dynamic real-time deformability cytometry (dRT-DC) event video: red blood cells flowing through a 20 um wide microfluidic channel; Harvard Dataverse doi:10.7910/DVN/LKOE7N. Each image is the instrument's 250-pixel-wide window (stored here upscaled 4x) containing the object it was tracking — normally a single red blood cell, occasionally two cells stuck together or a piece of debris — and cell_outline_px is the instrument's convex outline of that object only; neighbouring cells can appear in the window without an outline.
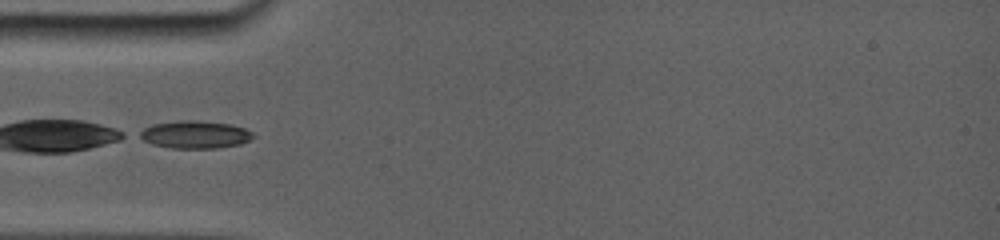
{"species": "common noctule bat (a hibernating species)", "species_latin": "Nyctalus noctula", "temperature_condition": "room temperature", "stored_images_in_passage": 7, "camera_frame_rate_fps": 5000, "um_per_image_px": 0.085, "animal": {"sex": "female", "body_mass_g": 19.0, "forearm_length_mm": 56.7}, "frame": {"image": 1, "passage_image": 1, "time_ms": 0.0, "image_size_px": [1000, 240], "cell_outline_px": [[252, 136], [248, 140], [240, 144], [216, 148], [172, 148], [152, 144], [136, 136], [136, 132], [152, 124], [180, 120], [184, 120], [228, 124], [244, 128]], "centroid_in_image_um": [16.45, 11.45], "position_along_channel_um": 68.5, "area_um2": 17.92}}
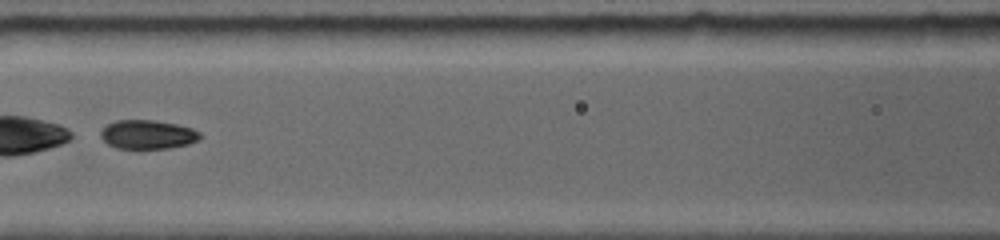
{"frame": {"image": 2, "passage_image": 4, "time_ms": 2.2, "image_size_px": [1000, 240], "cell_outline_px": [[200, 136], [196, 140], [188, 144], [168, 148], [120, 148], [108, 144], [100, 136], [100, 132], [108, 124], [116, 120], [152, 120], [176, 124], [192, 128], [200, 132]], "centroid_in_image_um": [12.54, 11.42], "position_along_channel_um": 154.1, "area_um2": 16.47}}
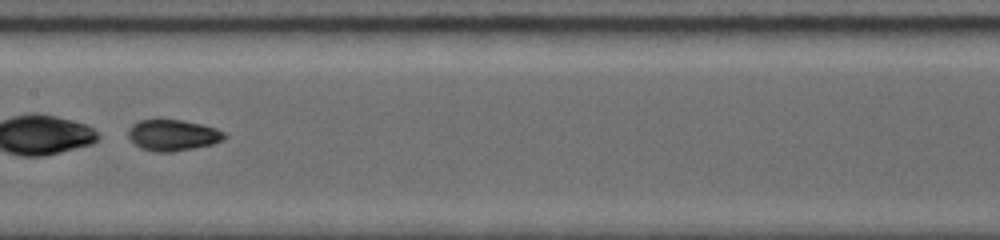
{"frame": {"image": 3, "passage_image": 5, "time_ms": 3.2, "image_size_px": [1000, 240], "cell_outline_px": [[224, 136], [220, 140], [212, 144], [192, 148], [168, 152], [156, 152], [140, 148], [128, 136], [128, 132], [132, 124], [140, 120], [156, 116], [180, 120], [200, 124], [216, 128], [224, 132]], "centroid_in_image_um": [14.61, 11.44], "position_along_channel_um": 192.8, "area_um2": 17.57}}